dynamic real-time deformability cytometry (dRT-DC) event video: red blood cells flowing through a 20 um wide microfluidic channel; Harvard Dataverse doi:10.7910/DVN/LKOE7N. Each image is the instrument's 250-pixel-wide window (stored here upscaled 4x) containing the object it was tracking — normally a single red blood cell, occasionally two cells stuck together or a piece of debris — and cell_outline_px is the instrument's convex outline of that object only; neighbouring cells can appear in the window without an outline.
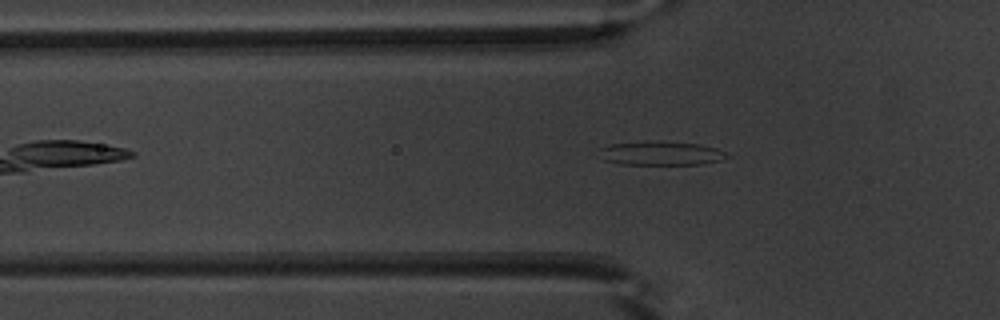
{"species": "common noctule bat (a hibernating species)", "species_latin": "Nyctalus noctula", "temperature_condition": "warm", "stored_images_in_passage": 40, "camera_frame_rate_fps": 3000, "um_per_image_px": 0.085, "animal": {"sex": "male", "body_mass_g": 20.1, "forearm_length_mm": 53.5}, "frame": {"image": 1, "passage_image": 9, "time_ms": 2.667, "image_size_px": [1000, 320], "cell_outline_px": [[728, 156], [724, 160], [704, 164], [620, 164], [604, 160], [596, 148], [608, 144], [700, 144], [716, 148], [724, 152]], "centroid_in_image_um": [56.18, 13.09], "position_along_channel_um": 69.6, "area_um2": 16.76}}
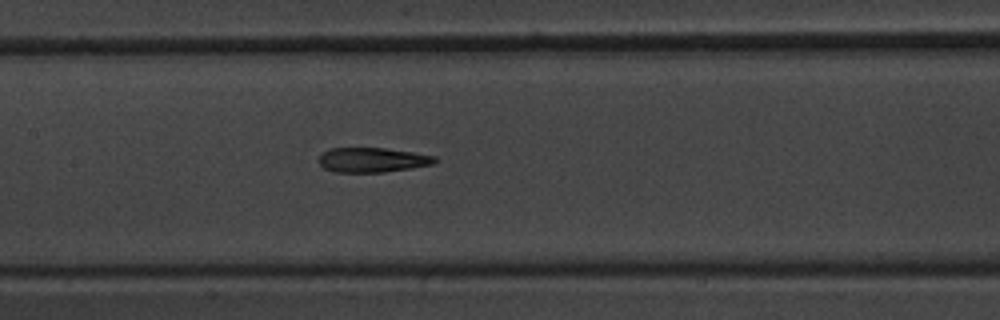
{"frame": {"image": 2, "passage_image": 17, "time_ms": 5.333, "image_size_px": [1000, 320], "cell_outline_px": [[440, 160], [432, 164], [412, 168], [384, 172], [336, 172], [324, 168], [320, 164], [320, 156], [324, 152], [332, 148], [384, 148], [412, 152], [436, 156]], "centroid_in_image_um": [31.7, 13.59], "position_along_channel_um": 175.7, "area_um2": 16.59}}
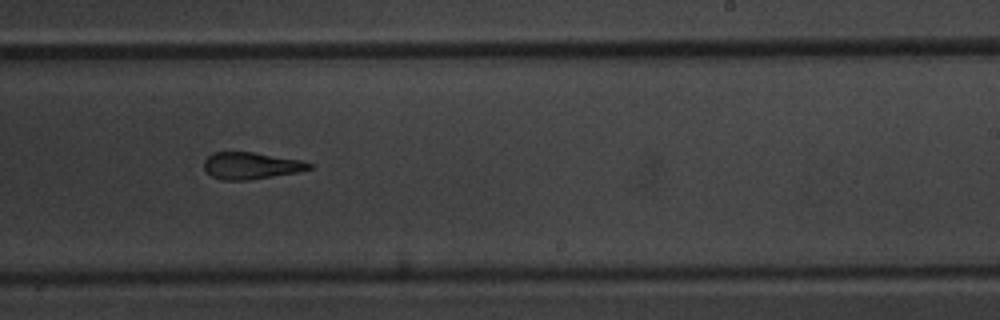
{"frame": {"image": 3, "passage_image": 24, "time_ms": 7.667, "image_size_px": [1000, 320], "cell_outline_px": [[312, 168], [296, 172], [248, 180], [220, 180], [212, 176], [204, 168], [204, 160], [212, 152], [252, 152], [300, 160], [312, 164]], "centroid_in_image_um": [21.29, 14.08], "position_along_channel_um": 267.7, "area_um2": 16.24}, "authors_computed_cell_mechanics": {"area_um2": 17.4845, "velocity_mm_per_s": 3.9504, "shape_relaxation_time_tau1_ms": 5.7737, "shape_relaxation_time_tau2_ms": 3.25, "deformation_change_tau1": 0.2257, "deformation_change_tau2": 0.1598}}